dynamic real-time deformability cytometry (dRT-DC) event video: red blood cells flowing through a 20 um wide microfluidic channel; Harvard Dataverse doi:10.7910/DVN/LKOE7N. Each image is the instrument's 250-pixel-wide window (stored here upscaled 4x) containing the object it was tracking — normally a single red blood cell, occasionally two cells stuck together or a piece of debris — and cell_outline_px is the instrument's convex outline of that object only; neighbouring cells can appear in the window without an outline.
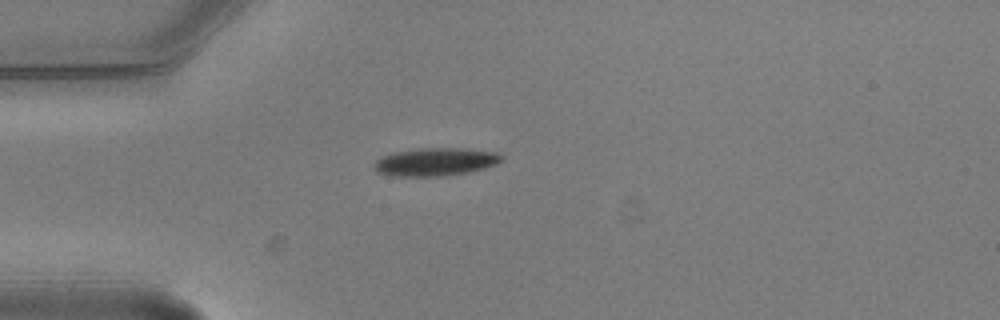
{"species": "common noctule bat (a hibernating species)", "species_latin": "Nyctalus noctula", "temperature_condition": "warm", "stored_images_in_passage": 3, "camera_frame_rate_fps": 3000, "um_per_image_px": 0.085, "animal": {"sex": "male", "body_mass_g": 20.5, "forearm_length_mm": 52.5}, "frame": {"image": 1, "passage_image": 2, "time_ms": 0.333, "image_size_px": [1000, 320], "cell_outline_px": [[504, 160], [496, 164], [484, 168], [468, 172], [444, 176], [392, 176], [376, 172], [372, 168], [372, 164], [376, 160], [384, 156], [396, 152], [420, 148], [460, 148], [500, 152], [504, 156]], "centroid_in_image_um": [37.03, 13.76], "position_along_channel_um": 48.0, "area_um2": 20.98}}